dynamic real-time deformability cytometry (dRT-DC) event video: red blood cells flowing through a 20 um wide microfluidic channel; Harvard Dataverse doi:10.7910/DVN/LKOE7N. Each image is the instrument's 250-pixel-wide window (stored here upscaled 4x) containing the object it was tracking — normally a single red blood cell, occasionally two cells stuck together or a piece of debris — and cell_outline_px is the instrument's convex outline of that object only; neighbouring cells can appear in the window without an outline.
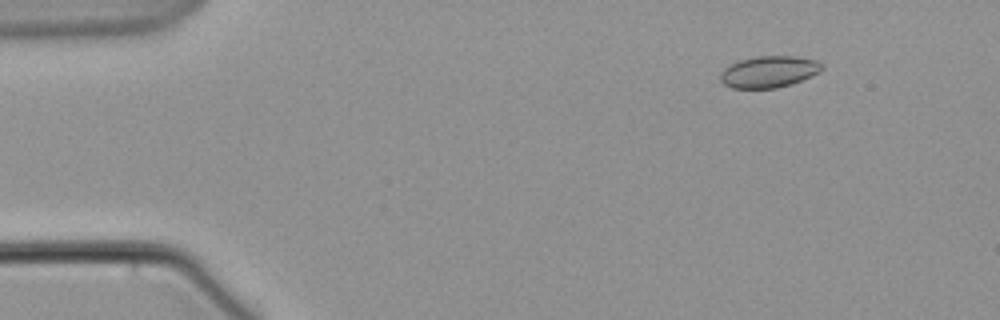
{"species": "common noctule bat (a hibernating species)", "species_latin": "Nyctalus noctula", "temperature_condition": "warm", "stored_images_in_passage": 6, "camera_frame_rate_fps": 3000, "um_per_image_px": 0.085, "animal": {"sex": "male", "body_mass_g": 21.5, "forearm_length_mm": 52.0}, "frame": {"image": 1, "passage_image": 3, "time_ms": 2.333, "image_size_px": [1000, 320], "cell_outline_px": [[824, 68], [820, 72], [792, 84], [776, 88], [732, 88], [724, 84], [720, 80], [720, 72], [724, 68], [740, 60], [756, 56], [796, 56], [816, 60], [824, 64]], "centroid_in_image_um": [65.38, 6.1], "position_along_channel_um": 19.6, "area_um2": 18.79}}
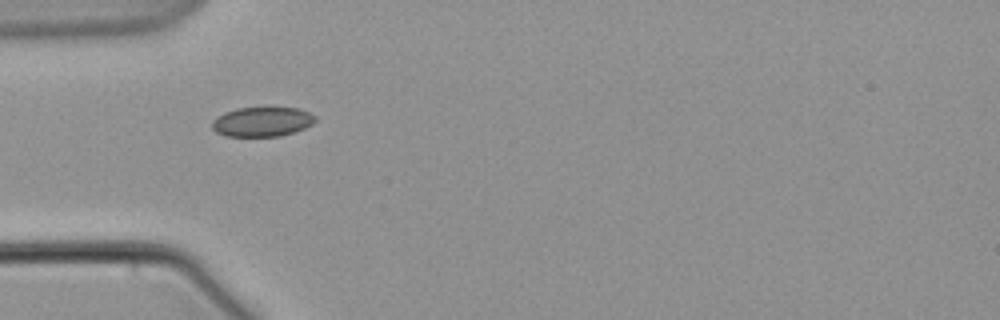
{"frame": {"image": 2, "passage_image": 6, "time_ms": 6.333, "image_size_px": [1000, 320], "cell_outline_px": [[316, 120], [312, 124], [304, 128], [280, 136], [224, 136], [216, 132], [212, 128], [212, 120], [224, 112], [236, 108], [300, 108], [316, 116]], "centroid_in_image_um": [22.26, 10.35], "position_along_channel_um": 62.7, "area_um2": 17.74}}